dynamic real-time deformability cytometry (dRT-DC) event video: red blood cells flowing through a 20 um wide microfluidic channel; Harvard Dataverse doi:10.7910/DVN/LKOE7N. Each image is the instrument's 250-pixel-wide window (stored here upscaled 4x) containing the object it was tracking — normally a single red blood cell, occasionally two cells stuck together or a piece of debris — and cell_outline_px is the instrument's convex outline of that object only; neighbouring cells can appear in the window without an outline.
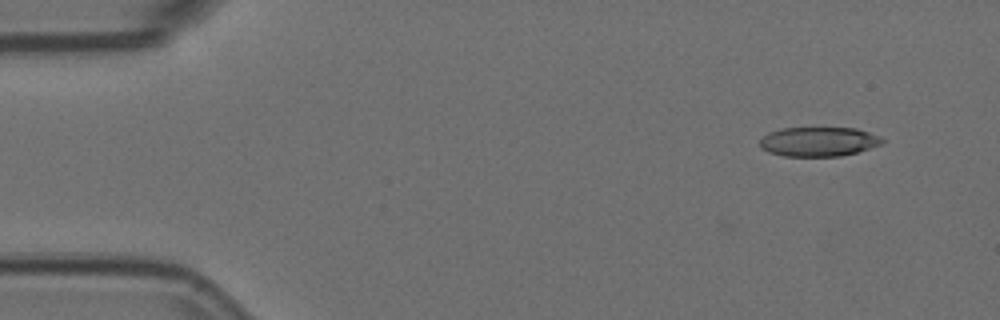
{"species": "Egyptian fruit bat (a non-hibernating species)", "species_latin": "Rousettus aegyptiacus", "temperature_condition": "room temperature", "stored_images_in_passage": 6, "camera_frame_rate_fps": 3000, "um_per_image_px": 0.085, "animal": {"sex": "female"}, "frame": {"image": 1, "passage_image": 2, "time_ms": 0.333, "image_size_px": [1000, 320], "cell_outline_px": [[884, 144], [856, 152], [840, 156], [784, 156], [768, 152], [760, 148], [760, 140], [768, 132], [780, 128], [856, 128], [880, 136], [884, 140]], "centroid_in_image_um": [69.58, 12.04], "position_along_channel_um": 15.4, "area_um2": 21.04}}
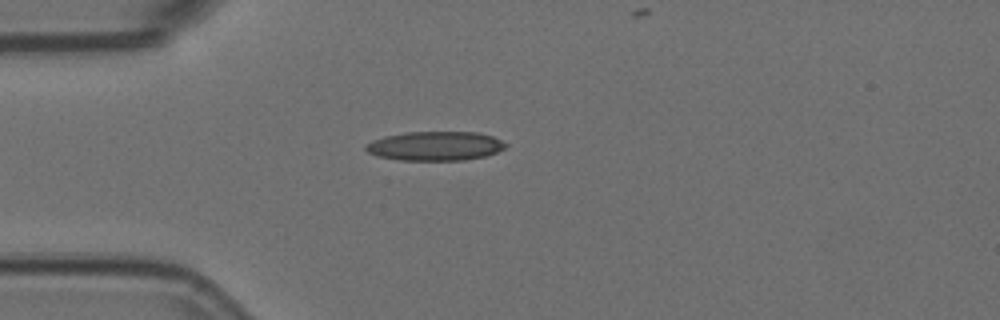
{"frame": {"image": 2, "passage_image": 4, "time_ms": 1.0, "image_size_px": [1000, 320], "cell_outline_px": [[508, 144], [504, 148], [496, 152], [484, 156], [464, 160], [400, 160], [376, 156], [368, 152], [364, 148], [364, 144], [372, 140], [384, 136], [404, 132], [476, 132], [492, 136]], "centroid_in_image_um": [36.94, 12.4], "position_along_channel_um": 48.1, "area_um2": 23.81}}